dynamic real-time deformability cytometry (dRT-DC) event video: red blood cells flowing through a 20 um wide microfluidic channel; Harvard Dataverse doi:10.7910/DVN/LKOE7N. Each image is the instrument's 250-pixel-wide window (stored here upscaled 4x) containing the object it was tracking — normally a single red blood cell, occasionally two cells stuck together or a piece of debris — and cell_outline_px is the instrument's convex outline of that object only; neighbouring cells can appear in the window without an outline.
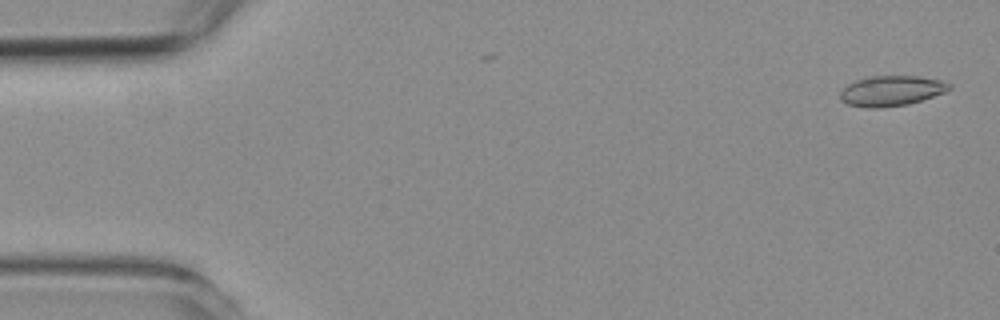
{"species": "common noctule bat (a hibernating species)", "species_latin": "Nyctalus noctula", "temperature_condition": "room temperature", "stored_images_in_passage": 5, "camera_frame_rate_fps": 3000, "um_per_image_px": 0.085, "animal": {"sex": "female", "body_mass_g": 19.3, "forearm_length_mm": 54.1}, "frame": {"image": 1, "passage_image": 1, "time_ms": 0.0, "image_size_px": [1000, 320], "cell_outline_px": [[952, 88], [944, 92], [908, 104], [880, 108], [868, 108], [848, 104], [840, 100], [840, 92], [848, 84], [856, 80], [868, 76], [916, 76], [940, 80], [952, 84]], "centroid_in_image_um": [75.75, 7.72], "position_along_channel_um": 9.3, "area_um2": 19.13}}